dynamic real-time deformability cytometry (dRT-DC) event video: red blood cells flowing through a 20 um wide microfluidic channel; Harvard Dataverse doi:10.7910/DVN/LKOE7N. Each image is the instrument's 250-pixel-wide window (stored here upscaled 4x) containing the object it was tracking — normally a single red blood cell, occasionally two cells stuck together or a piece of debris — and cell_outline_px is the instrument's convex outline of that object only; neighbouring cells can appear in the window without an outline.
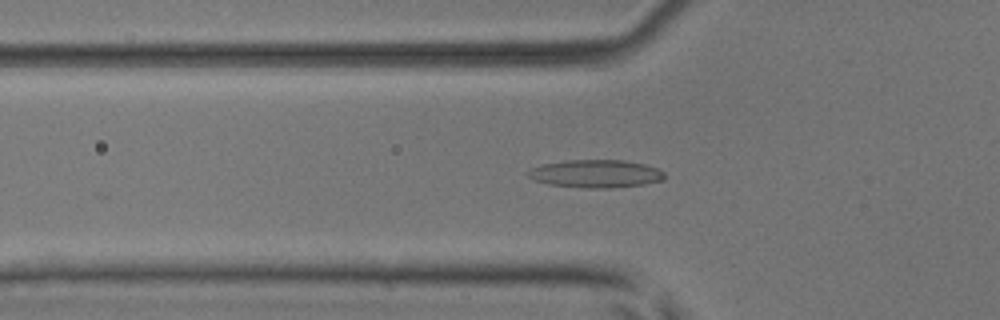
{"species": "common noctule bat (a hibernating species)", "species_latin": "Nyctalus noctula", "temperature_condition": "room temperature", "stored_images_in_passage": 39, "camera_frame_rate_fps": 3000, "um_per_image_px": 0.085, "animal": {"sex": "male", "body_mass_g": 17.9, "forearm_length_mm": 54.2}, "frame": {"image": 1, "passage_image": 17, "time_ms": 5.333, "image_size_px": [1000, 320], "cell_outline_px": [[664, 180], [644, 184], [612, 188], [584, 188], [548, 184], [536, 180], [528, 176], [524, 172], [532, 168], [544, 164], [564, 160], [624, 160], [644, 164], [660, 168], [664, 172]], "centroid_in_image_um": [50.66, 14.76], "position_along_channel_um": 75.1, "area_um2": 22.31}}
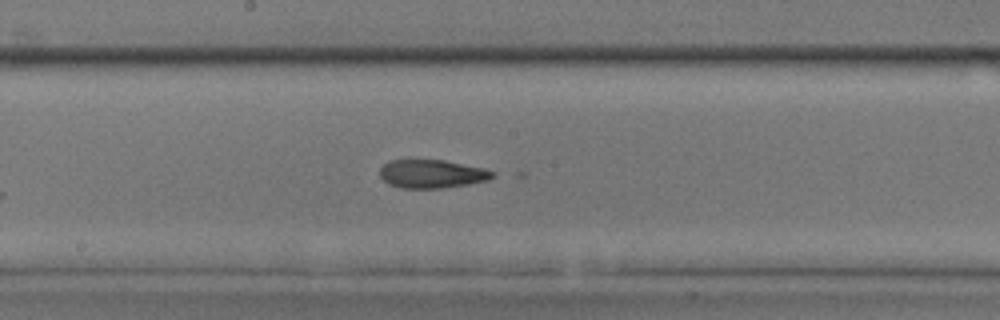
{"frame": {"image": 2, "passage_image": 27, "time_ms": 8.667, "image_size_px": [1000, 320], "cell_outline_px": [[496, 176], [488, 180], [468, 184], [440, 188], [400, 188], [388, 184], [380, 176], [380, 168], [388, 160], [444, 160], [484, 168], [496, 172]], "centroid_in_image_um": [36.72, 14.78], "position_along_channel_um": 211.5, "area_um2": 18.73}}
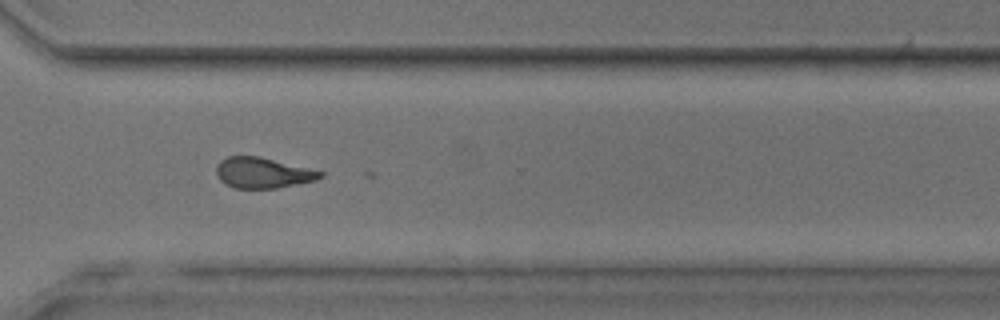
{"frame": {"image": 3, "passage_image": 37, "time_ms": 12.0, "image_size_px": [1000, 320], "cell_outline_px": [[324, 176], [316, 180], [276, 188], [236, 188], [220, 180], [216, 176], [216, 164], [220, 160], [228, 156], [260, 156], [324, 172]], "centroid_in_image_um": [22.32, 14.68], "position_along_channel_um": 348.3, "area_um2": 18.5}, "authors_computed_cell_mechanics": {"area_um2": 20.23, "velocity_mm_per_s": 4.0854, "shape_relaxation_time_tau1_ms": 9.0292, "shape_relaxation_time_tau2_ms": 3.7655, "deformation_change_tau1": 0.2213, "deformation_change_tau2": 0.1425}}